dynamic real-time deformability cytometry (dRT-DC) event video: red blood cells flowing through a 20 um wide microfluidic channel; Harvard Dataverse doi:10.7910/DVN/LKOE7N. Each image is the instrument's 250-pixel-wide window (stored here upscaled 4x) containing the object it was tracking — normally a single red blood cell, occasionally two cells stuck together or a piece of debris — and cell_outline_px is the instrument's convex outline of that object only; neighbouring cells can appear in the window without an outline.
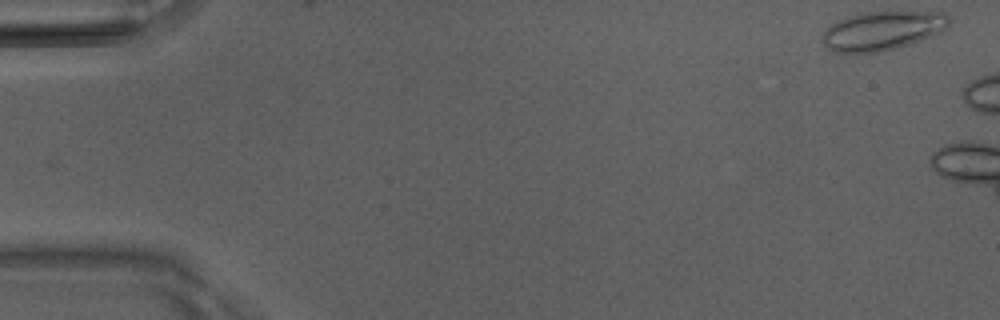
{"species": "Egyptian fruit bat (a non-hibernating species)", "species_latin": "Rousettus aegyptiacus", "temperature_condition": "room temperature", "stored_images_in_passage": 5, "camera_frame_rate_fps": 3000, "um_per_image_px": 0.085, "animal": {"sex": "male"}, "frame": {"image": 1, "passage_image": 1, "time_ms": 0.0, "image_size_px": [1000, 320], "cell_outline_px": [[948, 28], [920, 40], [896, 48], [880, 52], [832, 52], [824, 44], [820, 36], [836, 20], [860, 12], [948, 12]], "centroid_in_image_um": [74.97, 2.6], "position_along_channel_um": 10.0, "area_um2": 28.61}}